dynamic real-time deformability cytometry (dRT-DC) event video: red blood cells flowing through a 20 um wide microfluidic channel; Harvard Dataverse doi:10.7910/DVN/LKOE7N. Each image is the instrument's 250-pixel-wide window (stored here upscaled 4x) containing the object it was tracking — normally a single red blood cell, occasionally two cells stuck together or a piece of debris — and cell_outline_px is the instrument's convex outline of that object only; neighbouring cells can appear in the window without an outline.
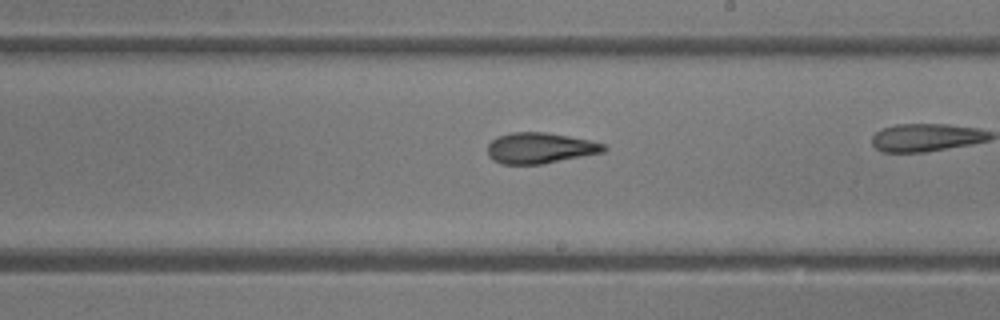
{"species": "common noctule bat (a hibernating species)", "species_latin": "Nyctalus noctula", "temperature_condition": "room temperature", "stored_images_in_passage": 36, "camera_frame_rate_fps": 3000, "um_per_image_px": 0.085, "animal": {"sex": "female"}, "frame": {"image": 1, "passage_image": 26, "time_ms": 8.333, "image_size_px": [1000, 320], "cell_outline_px": [[608, 148], [604, 152], [544, 164], [500, 164], [492, 160], [488, 156], [488, 144], [496, 136], [508, 132], [544, 132], [568, 136], [588, 140], [604, 144]], "centroid_in_image_um": [45.86, 12.59], "position_along_channel_um": 243.1, "area_um2": 21.04}}